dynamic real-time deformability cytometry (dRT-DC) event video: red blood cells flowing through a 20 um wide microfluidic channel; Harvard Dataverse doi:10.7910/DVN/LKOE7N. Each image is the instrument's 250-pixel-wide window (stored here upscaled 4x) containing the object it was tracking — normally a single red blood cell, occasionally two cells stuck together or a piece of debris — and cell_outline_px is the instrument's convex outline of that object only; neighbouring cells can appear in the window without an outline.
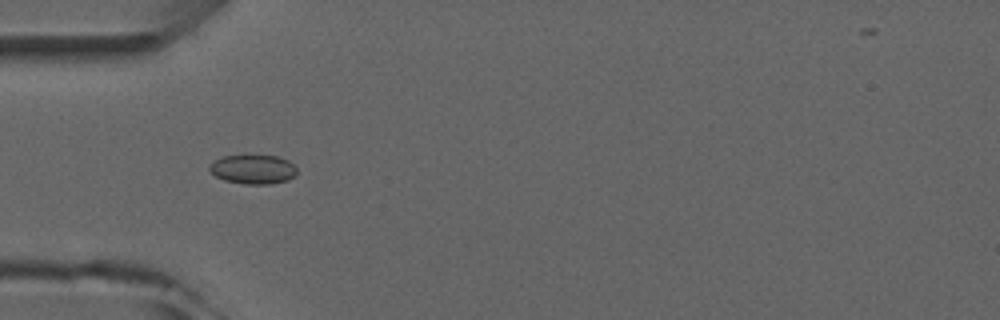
{"species": "common noctule bat (a hibernating species)", "species_latin": "Nyctalus noctula", "temperature_condition": "room temperature", "stored_images_in_passage": 7, "camera_frame_rate_fps": 3000, "um_per_image_px": 0.085, "animal": {"sex": "male", "forearm_length_mm": 52.5}, "frame": {"image": 1, "passage_image": 3, "time_ms": 3.333, "image_size_px": [1000, 320], "cell_outline_px": [[296, 176], [288, 180], [268, 184], [244, 184], [224, 180], [216, 176], [208, 168], [216, 160], [224, 156], [276, 156], [288, 160], [296, 168]], "centroid_in_image_um": [21.54, 14.41], "position_along_channel_um": 63.5, "area_um2": 14.62}}
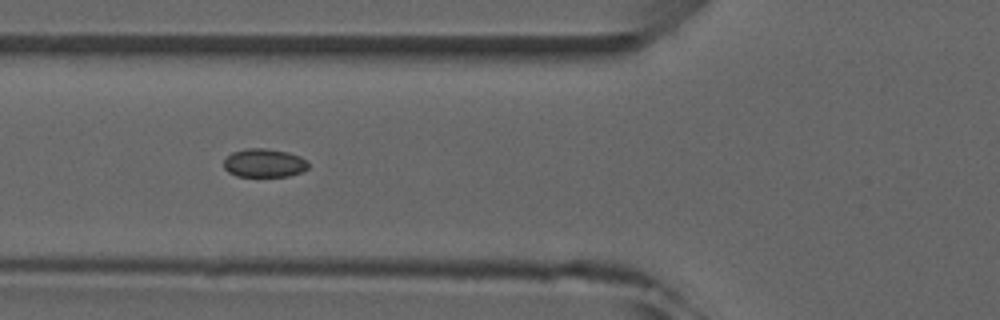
{"frame": {"image": 2, "passage_image": 4, "time_ms": 4.333, "image_size_px": [1000, 320], "cell_outline_px": [[308, 168], [300, 172], [288, 176], [236, 176], [228, 172], [224, 168], [224, 160], [232, 152], [244, 148], [268, 148], [288, 152], [300, 156], [308, 160]], "centroid_in_image_um": [22.45, 13.84], "position_along_channel_um": 103.3, "area_um2": 14.16}}
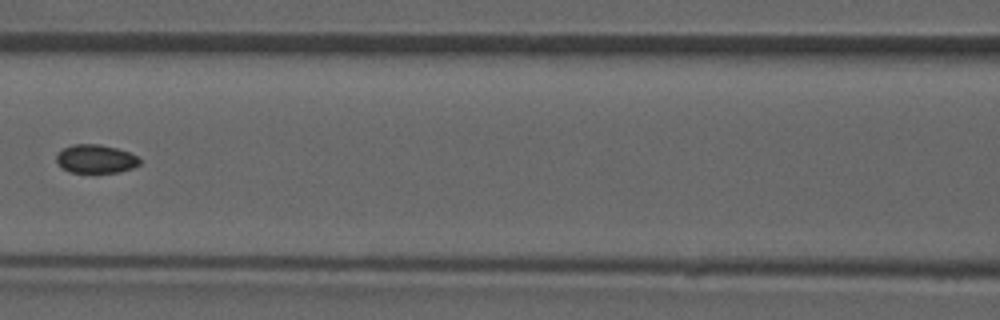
{"frame": {"image": 3, "passage_image": 5, "time_ms": 5.667, "image_size_px": [1000, 320], "cell_outline_px": [[140, 164], [132, 168], [120, 172], [68, 172], [56, 160], [56, 152], [72, 144], [100, 144], [116, 148], [128, 152], [136, 156], [140, 160]], "centroid_in_image_um": [8.12, 13.5], "position_along_channel_um": 158.5, "area_um2": 13.76}}